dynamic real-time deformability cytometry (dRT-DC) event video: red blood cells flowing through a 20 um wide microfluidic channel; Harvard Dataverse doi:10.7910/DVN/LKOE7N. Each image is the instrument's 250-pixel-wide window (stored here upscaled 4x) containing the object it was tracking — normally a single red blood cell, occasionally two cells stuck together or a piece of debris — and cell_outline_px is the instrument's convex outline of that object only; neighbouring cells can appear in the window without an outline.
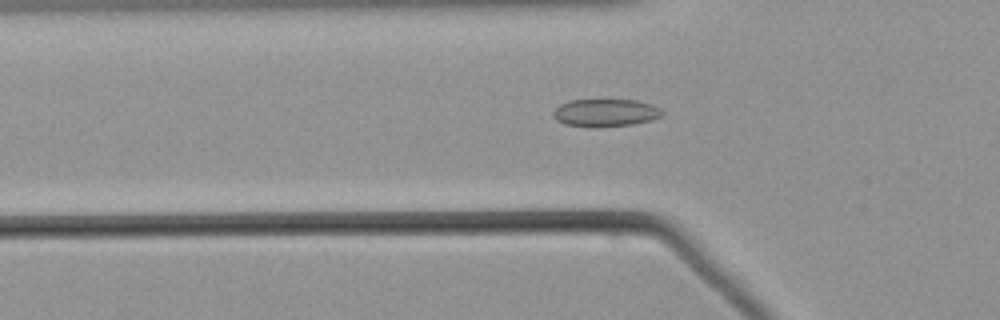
{"species": "common noctule bat (a hibernating species)", "species_latin": "Nyctalus noctula", "temperature_condition": "warm", "stored_images_in_passage": 52, "camera_frame_rate_fps": 3000, "um_per_image_px": 0.085, "animal": {"sex": "male", "body_mass_g": 21.5, "forearm_length_mm": 52.0}, "frame": {"image": 1, "passage_image": 17, "time_ms": 5.333, "image_size_px": [1000, 320], "cell_outline_px": [[664, 112], [660, 116], [652, 120], [632, 124], [596, 128], [564, 124], [556, 120], [552, 116], [552, 112], [560, 104], [568, 100], [636, 100], [652, 104], [660, 108]], "centroid_in_image_um": [51.44, 9.59], "position_along_channel_um": 74.4, "area_um2": 17.74}}
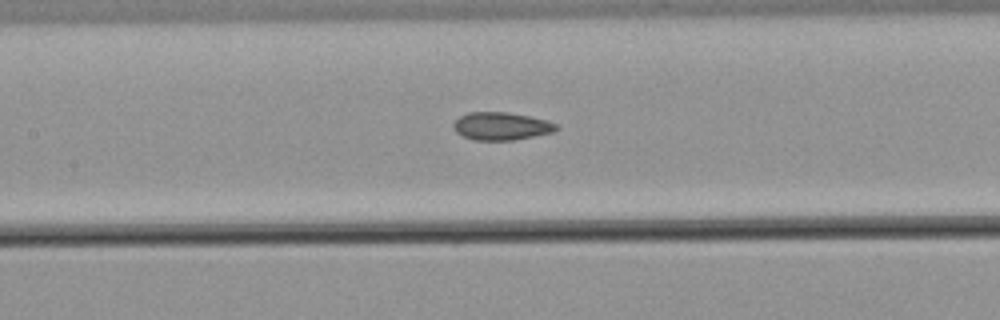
{"frame": {"image": 2, "passage_image": 24, "time_ms": 7.667, "image_size_px": [1000, 320], "cell_outline_px": [[560, 128], [552, 132], [512, 140], [472, 140], [456, 132], [452, 128], [452, 124], [460, 116], [468, 112], [508, 112], [548, 120], [556, 124]], "centroid_in_image_um": [42.58, 10.71], "position_along_channel_um": 164.8, "area_um2": 16.65}}
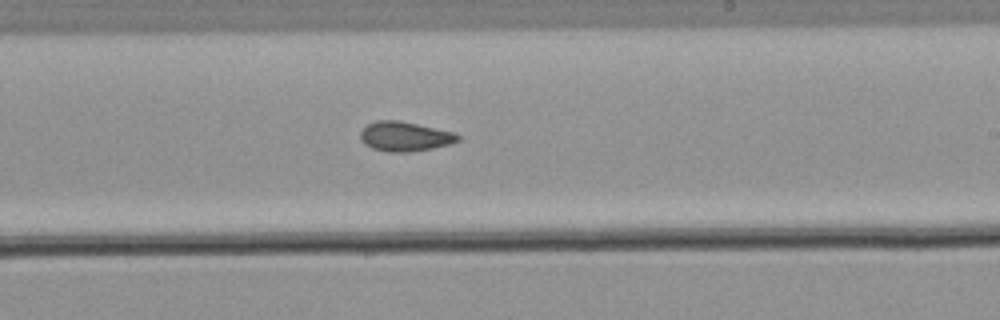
{"frame": {"image": 3, "passage_image": 31, "time_ms": 10.0, "image_size_px": [1000, 320], "cell_outline_px": [[460, 140], [452, 144], [412, 152], [388, 152], [372, 148], [364, 144], [360, 140], [360, 132], [368, 124], [376, 120], [400, 120], [452, 132], [460, 136]], "centroid_in_image_um": [34.39, 11.6], "position_along_channel_um": 254.6, "area_um2": 16.88}}